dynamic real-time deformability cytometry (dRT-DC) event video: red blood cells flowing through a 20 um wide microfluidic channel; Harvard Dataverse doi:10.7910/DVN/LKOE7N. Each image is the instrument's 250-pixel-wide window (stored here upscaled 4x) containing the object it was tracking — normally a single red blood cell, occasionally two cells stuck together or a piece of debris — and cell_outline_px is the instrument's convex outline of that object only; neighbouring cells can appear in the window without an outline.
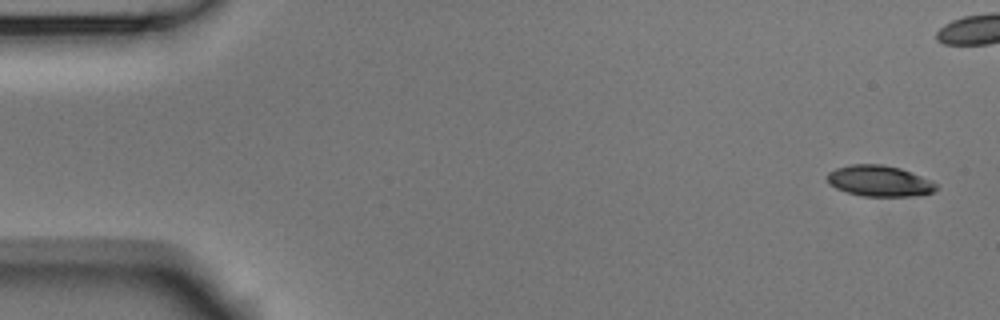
{"species": "Egyptian fruit bat (a non-hibernating species)", "species_latin": "Rousettus aegyptiacus", "temperature_condition": "room temperature", "stored_images_in_passage": 8, "segment_of_instrument_passage": [1, 2], "camera_frame_rate_fps": 3000, "um_per_image_px": 0.085, "animal": {"sex": "male"}, "frame": {"image": 1, "passage_image": 1, "time_ms": 0.0, "image_size_px": [1000, 320], "cell_outline_px": [[936, 192], [920, 196], [864, 196], [848, 192], [836, 188], [828, 184], [828, 172], [836, 168], [852, 164], [880, 164], [900, 168], [920, 176], [936, 184]], "centroid_in_image_um": [74.75, 15.39], "position_along_channel_um": 10.3, "area_um2": 19.54}}
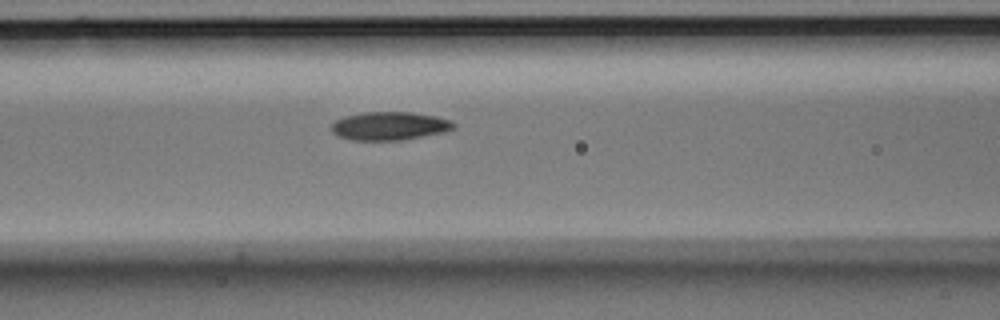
{"frame": {"image": 2, "passage_image": 7, "time_ms": 2.0, "image_size_px": [1000, 320], "cell_outline_px": [[456, 124], [452, 128], [440, 132], [400, 140], [356, 140], [340, 136], [332, 132], [332, 124], [336, 120], [344, 116], [364, 112], [412, 112], [436, 116], [448, 120]], "centroid_in_image_um": [33.07, 10.69], "position_along_channel_um": 133.5, "area_um2": 19.71}}